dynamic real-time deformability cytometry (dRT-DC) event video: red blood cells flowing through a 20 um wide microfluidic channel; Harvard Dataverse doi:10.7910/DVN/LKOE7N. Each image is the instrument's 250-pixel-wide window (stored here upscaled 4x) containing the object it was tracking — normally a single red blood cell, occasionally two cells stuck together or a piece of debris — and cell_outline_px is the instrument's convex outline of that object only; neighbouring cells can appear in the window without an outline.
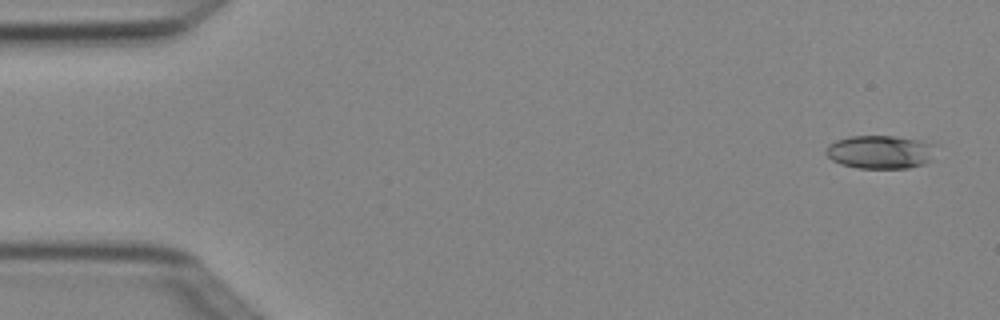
{"species": "Egyptian fruit bat (a non-hibernating species)", "species_latin": "Rousettus aegyptiacus", "temperature_condition": "cold", "stored_images_in_passage": 3, "camera_frame_rate_fps": 3000, "um_per_image_px": 0.085, "animal": {"sex": "female"}, "frame": {"image": 1, "passage_image": 1, "time_ms": 0.0, "image_size_px": [1000, 320], "cell_outline_px": [[936, 144], [932, 160], [924, 164], [908, 168], [856, 168], [840, 164], [832, 160], [824, 152], [828, 144], [836, 140], [848, 136], [896, 136], [920, 140]], "centroid_in_image_um": [74.83, 12.91], "position_along_channel_um": 10.2, "area_um2": 21.68}}